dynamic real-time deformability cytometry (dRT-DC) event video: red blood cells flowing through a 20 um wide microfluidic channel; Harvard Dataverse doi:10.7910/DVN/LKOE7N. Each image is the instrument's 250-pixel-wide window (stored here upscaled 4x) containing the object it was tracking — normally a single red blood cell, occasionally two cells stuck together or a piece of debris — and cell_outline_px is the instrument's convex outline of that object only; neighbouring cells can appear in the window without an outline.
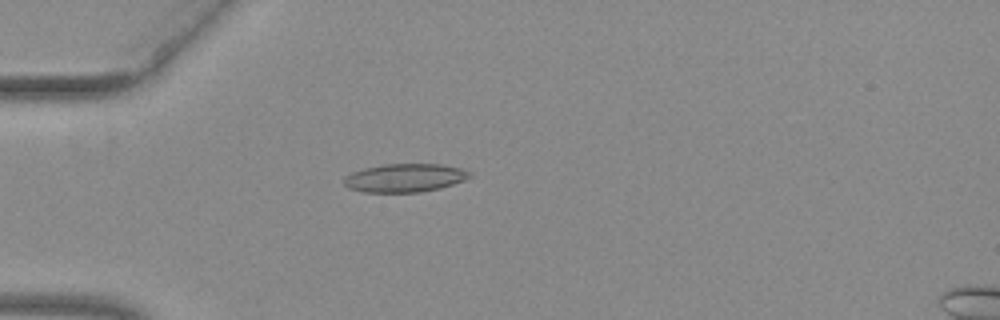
{"species": "common noctule bat (a hibernating species)", "species_latin": "Nyctalus noctula", "temperature_condition": "warm", "stored_images_in_passage": 40, "camera_frame_rate_fps": 3000, "um_per_image_px": 0.085, "animal": {"sex": "female", "body_mass_g": 29.2, "forearm_length_mm": 56.3}, "frame": {"image": 1, "passage_image": 3, "time_ms": 0.667, "image_size_px": [1000, 320], "cell_outline_px": [[472, 176], [464, 180], [440, 188], [420, 192], [364, 192], [348, 188], [344, 184], [344, 176], [352, 172], [364, 168], [384, 164], [440, 164], [460, 168], [472, 172]], "centroid_in_image_um": [34.4, 15.11], "position_along_channel_um": 50.6, "area_um2": 20.81}}
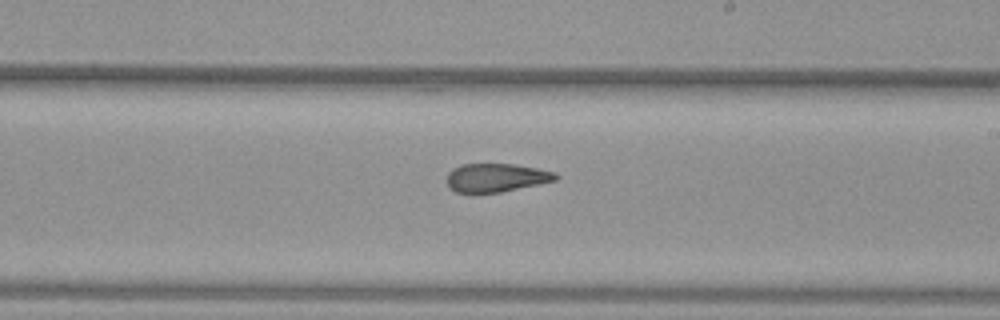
{"frame": {"image": 2, "passage_image": 19, "time_ms": 6.0, "image_size_px": [1000, 320], "cell_outline_px": [[560, 176], [556, 180], [500, 192], [472, 196], [456, 192], [448, 188], [448, 172], [452, 168], [460, 164], [516, 164], [556, 172]], "centroid_in_image_um": [42.11, 15.13], "position_along_channel_um": 246.9, "area_um2": 18.61}}
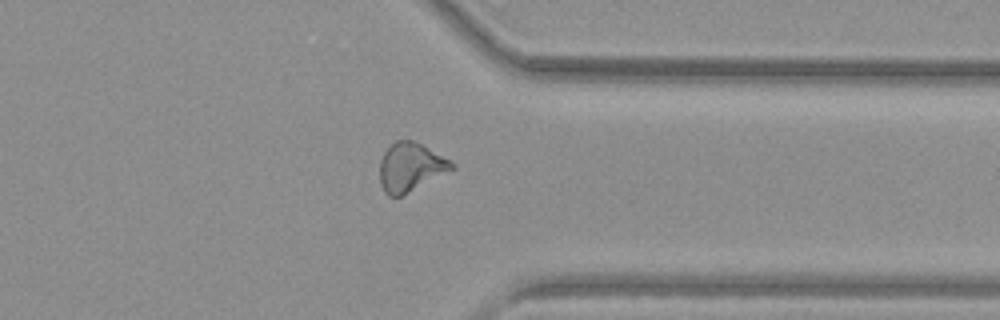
{"frame": {"image": 3, "passage_image": 29, "time_ms": 9.333, "image_size_px": [1000, 320], "cell_outline_px": [[456, 168], [400, 196], [388, 196], [384, 192], [380, 184], [380, 160], [384, 152], [396, 140], [412, 140], [420, 144], [456, 164]], "centroid_in_image_um": [34.87, 14.21], "position_along_channel_um": 376.5, "area_um2": 20.06}, "authors_computed_cell_mechanics": {"area_um2": 19.7965, "velocity_mm_per_s": 3.9701, "shape_relaxation_time_tau1_ms": null, "shape_relaxation_time_tau2_ms": 2.8263, "deformation_change_tau1": null, "deformation_change_tau2": 0.1026}}